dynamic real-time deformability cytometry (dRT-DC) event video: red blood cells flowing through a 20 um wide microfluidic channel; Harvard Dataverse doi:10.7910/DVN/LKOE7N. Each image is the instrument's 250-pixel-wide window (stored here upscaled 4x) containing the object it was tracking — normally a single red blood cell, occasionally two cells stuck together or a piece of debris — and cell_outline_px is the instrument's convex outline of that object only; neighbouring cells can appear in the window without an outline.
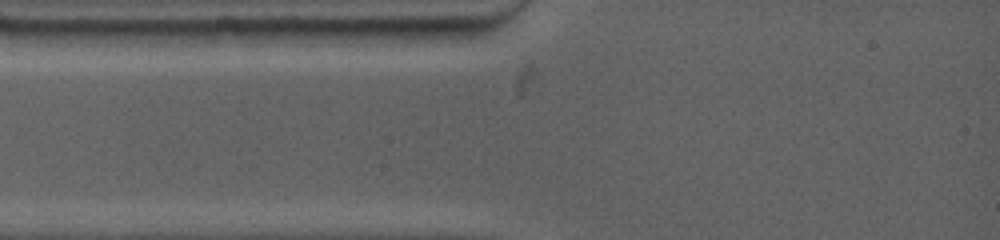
{"species": "common noctule bat (a hibernating species)", "species_latin": "Nyctalus noctula", "temperature_condition": "warm", "stored_images_in_passage": 2, "segment_of_instrument_passage": [1, 2], "camera_frame_rate_fps": 4500, "um_per_image_px": 0.085, "animal": {"sex": "female", "body_mass_g": 19.0, "forearm_length_mm": 53.3}, "frame": {"image": 1, "passage_image": 1, "time_ms": 0.0, "image_size_px": [1000, 240], "cell_outline_px": [[176, 32], [156, 48], [64, 48], [32, 32], [64, 28], [148, 28]], "centroid_in_image_um": [9.05, 3.2], "position_along_channel_um": 76.0, "area_um2": 16.94}}